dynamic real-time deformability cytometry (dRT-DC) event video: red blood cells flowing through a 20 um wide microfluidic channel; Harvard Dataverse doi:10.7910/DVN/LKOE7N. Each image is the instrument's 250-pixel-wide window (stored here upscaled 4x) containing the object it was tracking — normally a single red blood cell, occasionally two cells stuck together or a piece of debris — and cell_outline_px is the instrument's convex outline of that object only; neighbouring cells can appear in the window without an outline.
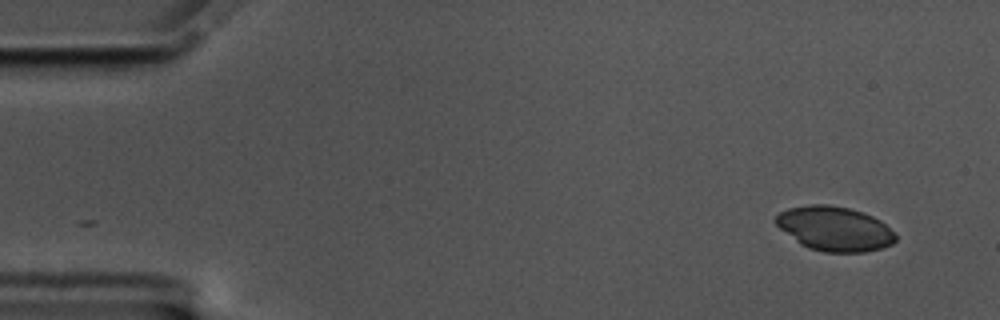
{"species": "common noctule bat (a hibernating species)", "species_latin": "Nyctalus noctula", "temperature_condition": "cold", "stored_images_in_passage": 54, "camera_frame_rate_fps": 3000, "um_per_image_px": 0.085, "animal": {"sex": "male", "body_mass_g": 17.5, "forearm_length_mm": 52.3}, "frame": {"image": 1, "passage_image": 1, "time_ms": 0.0, "image_size_px": [1000, 320], "cell_outline_px": [[896, 240], [892, 244], [884, 248], [864, 252], [824, 252], [808, 248], [800, 244], [780, 228], [772, 220], [780, 212], [788, 208], [808, 204], [828, 204], [848, 208], [872, 216], [880, 220], [896, 232]], "centroid_in_image_um": [70.95, 19.44], "position_along_channel_um": 14.1, "area_um2": 31.21}}
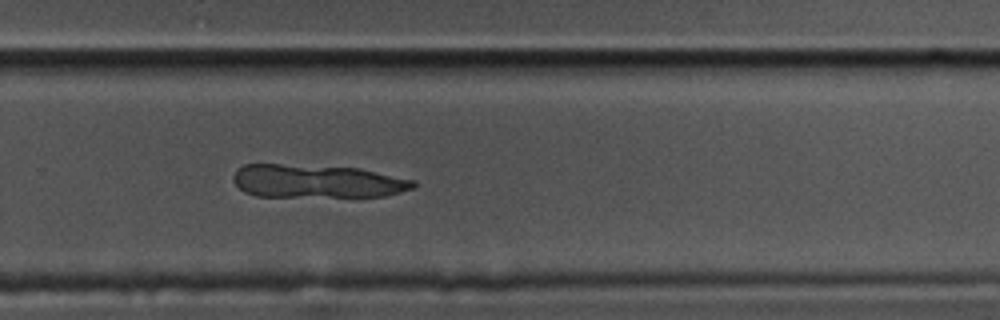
{"frame": {"image": 2, "passage_image": 35, "time_ms": 11.333, "image_size_px": [1000, 320], "cell_outline_px": [[416, 188], [384, 196], [256, 196], [244, 192], [236, 184], [232, 176], [236, 168], [244, 164], [280, 164], [360, 168], [416, 180]], "centroid_in_image_um": [26.95, 15.4], "position_along_channel_um": 302.9, "area_um2": 34.97}}